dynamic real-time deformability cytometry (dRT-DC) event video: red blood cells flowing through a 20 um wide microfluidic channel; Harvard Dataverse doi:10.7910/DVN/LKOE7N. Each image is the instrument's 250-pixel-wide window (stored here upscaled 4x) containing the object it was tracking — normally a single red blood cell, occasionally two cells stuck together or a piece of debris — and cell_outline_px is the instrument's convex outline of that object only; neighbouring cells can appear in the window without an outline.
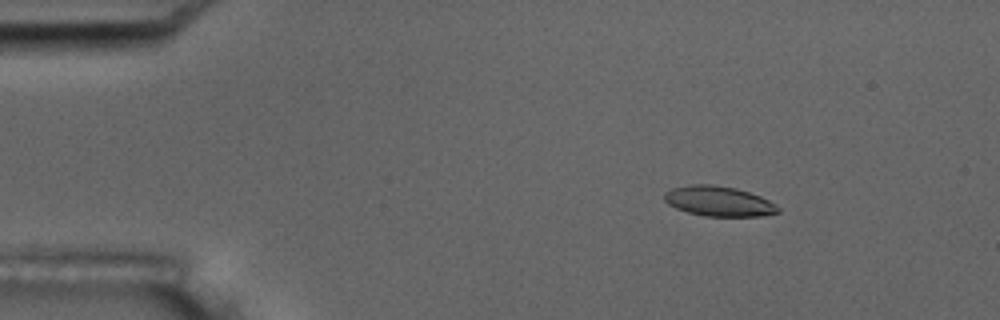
{"species": "common noctule bat (a hibernating species)", "species_latin": "Nyctalus noctula", "temperature_condition": "room temperature", "stored_images_in_passage": 11, "camera_frame_rate_fps": 3000, "um_per_image_px": 0.085, "animal": {"sex": "male", "body_mass_g": 17.5, "forearm_length_mm": 52.3}, "frame": {"image": 1, "passage_image": 2, "time_ms": 2.0, "image_size_px": [1000, 320], "cell_outline_px": [[780, 212], [764, 216], [704, 216], [688, 212], [676, 208], [668, 204], [664, 200], [664, 192], [672, 188], [688, 184], [712, 184], [736, 188], [760, 196], [776, 204], [780, 208]], "centroid_in_image_um": [61.09, 17.1], "position_along_channel_um": 23.9, "area_um2": 20.06}}
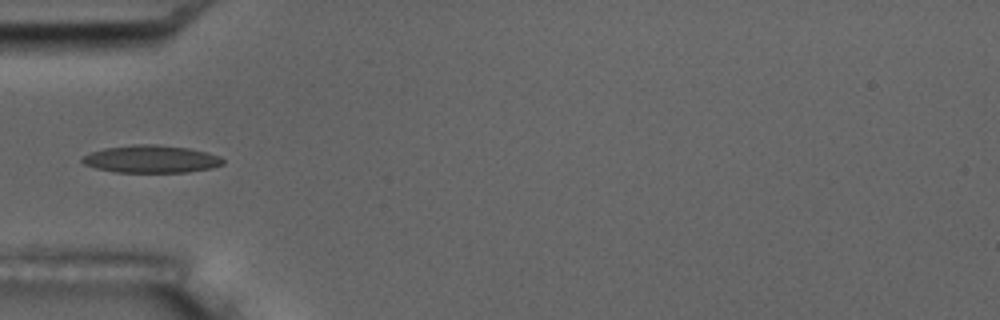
{"frame": {"image": 2, "passage_image": 5, "time_ms": 5.333, "image_size_px": [1000, 320], "cell_outline_px": [[224, 164], [212, 168], [188, 172], [116, 172], [96, 168], [84, 164], [80, 160], [84, 156], [92, 152], [104, 148], [136, 144], [156, 144], [188, 148], [208, 152], [220, 156], [224, 160]], "centroid_in_image_um": [12.88, 13.52], "position_along_channel_um": 72.1, "area_um2": 22.6}}
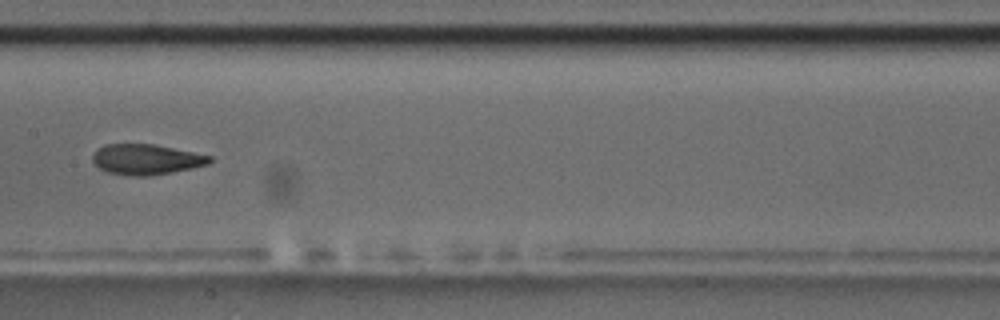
{"frame": {"image": 3, "passage_image": 8, "time_ms": 8.667, "image_size_px": [1000, 320], "cell_outline_px": [[212, 160], [208, 164], [192, 168], [172, 172], [148, 176], [128, 176], [108, 172], [100, 168], [92, 160], [92, 156], [96, 148], [104, 144], [152, 144], [212, 156]], "centroid_in_image_um": [12.39, 13.55], "position_along_channel_um": 195.0, "area_um2": 20.69}}